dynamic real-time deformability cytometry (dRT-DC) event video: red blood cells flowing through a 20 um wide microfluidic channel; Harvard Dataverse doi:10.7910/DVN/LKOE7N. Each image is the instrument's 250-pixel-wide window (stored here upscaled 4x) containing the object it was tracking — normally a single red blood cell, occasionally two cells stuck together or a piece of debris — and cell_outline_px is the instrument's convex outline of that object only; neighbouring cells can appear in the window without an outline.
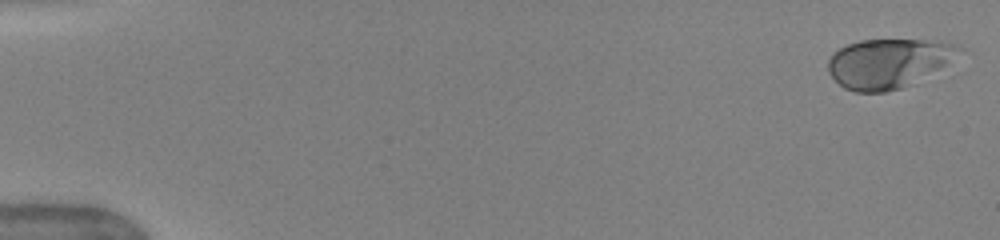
{"species": "human", "species_latin": "Homo sapiens", "temperature_condition": "warm", "stored_images_in_passage": 10, "camera_frame_rate_fps": 3000, "um_per_image_px": 0.085, "donor": {"sex": "female"}, "frame": {"image": 1, "passage_image": 1, "time_ms": 0.0, "image_size_px": [1000, 240], "cell_outline_px": [[964, 48], [944, 64], [908, 84], [900, 88], [884, 92], [856, 92], [844, 88], [828, 72], [828, 60], [840, 48], [848, 44], [860, 40], [940, 40], [956, 44]], "centroid_in_image_um": [75.46, 5.35], "position_along_channel_um": 9.5, "area_um2": 36.76}}
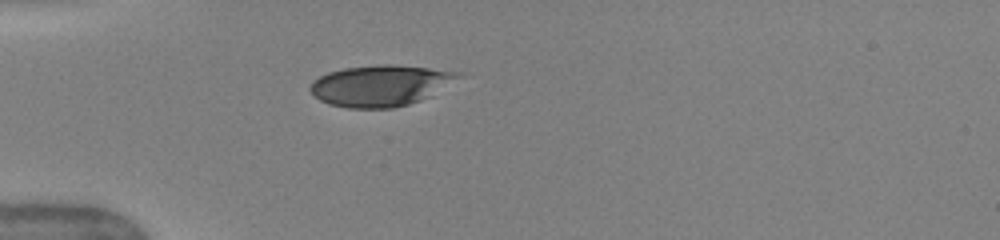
{"frame": {"image": 2, "passage_image": 6, "time_ms": 4.667, "image_size_px": [1000, 240], "cell_outline_px": [[464, 76], [432, 96], [408, 104], [392, 108], [348, 108], [328, 104], [320, 100], [308, 88], [312, 80], [328, 72], [344, 68], [380, 64], [388, 64], [428, 68], [464, 72]], "centroid_in_image_um": [32.38, 7.27], "position_along_channel_um": 52.6, "area_um2": 35.72}}
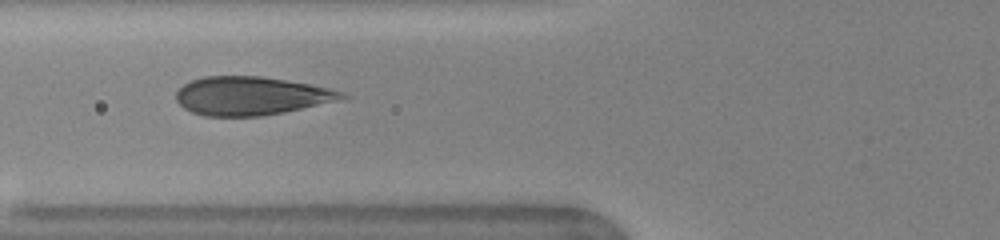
{"frame": {"image": 3, "passage_image": 8, "time_ms": 6.333, "image_size_px": [1000, 240], "cell_outline_px": [[348, 96], [336, 100], [284, 112], [260, 116], [204, 116], [192, 112], [184, 108], [176, 100], [176, 92], [184, 84], [192, 80], [204, 76], [260, 76], [312, 84], [344, 92]], "centroid_in_image_um": [21.3, 8.14], "position_along_channel_um": 104.5, "area_um2": 36.82}}